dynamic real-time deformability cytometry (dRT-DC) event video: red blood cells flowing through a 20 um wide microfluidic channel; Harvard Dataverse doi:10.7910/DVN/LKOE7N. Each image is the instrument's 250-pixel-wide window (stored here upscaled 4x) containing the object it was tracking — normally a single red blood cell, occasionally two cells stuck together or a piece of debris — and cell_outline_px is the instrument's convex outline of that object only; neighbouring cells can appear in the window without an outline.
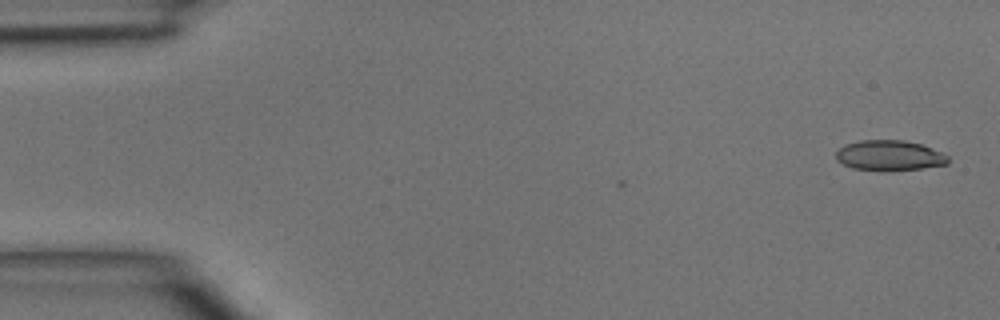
{"species": "common noctule bat (a hibernating species)", "species_latin": "Nyctalus noctula", "temperature_condition": "room temperature", "stored_images_in_passage": 4, "camera_frame_rate_fps": 3000, "um_per_image_px": 0.085, "animal": {"sex": "male", "body_mass_g": 15.6}, "frame": {"image": 1, "passage_image": 1, "time_ms": 0.0, "image_size_px": [1000, 320], "cell_outline_px": [[948, 164], [920, 168], [852, 168], [836, 160], [836, 152], [844, 144], [860, 140], [904, 140], [920, 144], [932, 148], [948, 156]], "centroid_in_image_um": [75.59, 13.16], "position_along_channel_um": 9.4, "area_um2": 18.96}}
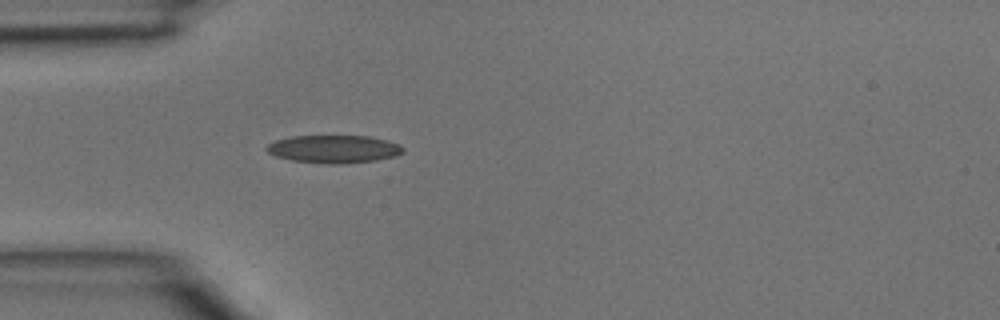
{"frame": {"image": 2, "passage_image": 4, "time_ms": 1.0, "image_size_px": [1000, 320], "cell_outline_px": [[404, 152], [396, 156], [376, 160], [344, 164], [328, 164], [292, 160], [276, 156], [268, 152], [264, 148], [268, 144], [276, 140], [292, 136], [368, 136], [388, 140], [400, 144], [404, 148]], "centroid_in_image_um": [28.41, 12.67], "position_along_channel_um": 56.6, "area_um2": 22.25}}